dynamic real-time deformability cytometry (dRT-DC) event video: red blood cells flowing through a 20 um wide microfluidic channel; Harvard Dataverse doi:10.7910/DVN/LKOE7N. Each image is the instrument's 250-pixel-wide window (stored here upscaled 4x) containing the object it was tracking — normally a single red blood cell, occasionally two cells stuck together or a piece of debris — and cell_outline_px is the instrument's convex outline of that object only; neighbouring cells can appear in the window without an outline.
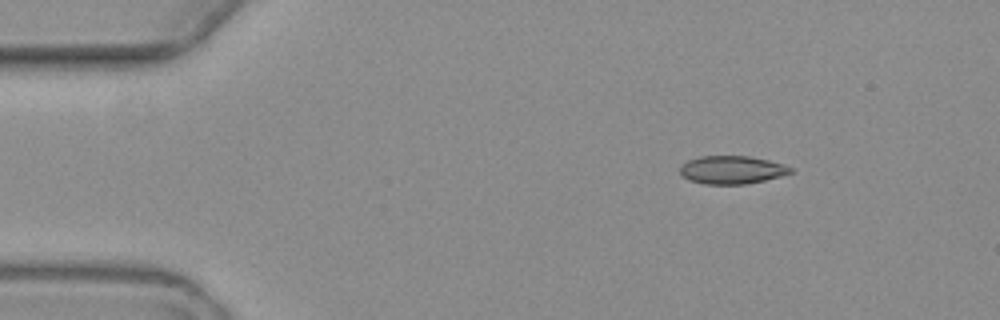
{"species": "common noctule bat (a hibernating species)", "species_latin": "Nyctalus noctula", "temperature_condition": "warm", "stored_images_in_passage": 3, "camera_frame_rate_fps": 3000, "um_per_image_px": 0.085, "animal": {"sex": "female", "body_mass_g": 19.3, "forearm_length_mm": 54.1}, "frame": {"image": 1, "passage_image": 1, "time_ms": 0.0, "image_size_px": [1000, 320], "cell_outline_px": [[792, 172], [780, 176], [764, 180], [744, 184], [704, 184], [688, 180], [680, 172], [680, 164], [688, 160], [700, 156], [748, 156], [768, 160], [784, 164], [792, 168]], "centroid_in_image_um": [62.18, 14.43], "position_along_channel_um": 22.8, "area_um2": 18.03}}